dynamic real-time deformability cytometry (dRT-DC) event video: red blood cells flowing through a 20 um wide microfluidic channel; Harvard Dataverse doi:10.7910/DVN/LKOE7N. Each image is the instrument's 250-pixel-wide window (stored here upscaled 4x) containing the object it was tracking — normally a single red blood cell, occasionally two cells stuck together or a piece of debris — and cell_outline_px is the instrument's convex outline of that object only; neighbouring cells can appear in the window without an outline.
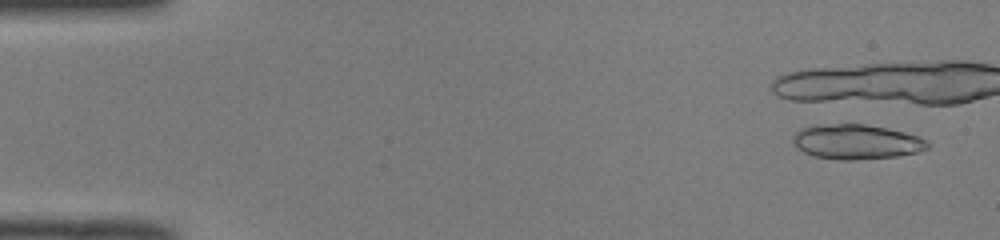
{"species": "common noctule bat (a hibernating species)", "species_latin": "Nyctalus noctula", "temperature_condition": "room temperature", "stored_images_in_passage": 7, "camera_frame_rate_fps": 3000, "um_per_image_px": 0.085, "animal": {"sex": "male", "body_mass_g": 19.0, "forearm_length_mm": 50.8}, "frame": {"image": 1, "passage_image": 3, "time_ms": 0.667, "image_size_px": [1000, 240], "cell_outline_px": [[932, 144], [928, 148], [920, 152], [896, 156], [852, 160], [840, 160], [816, 156], [804, 152], [796, 148], [792, 144], [792, 136], [800, 128], [812, 124], [864, 124], [888, 128], [920, 136], [928, 140]], "centroid_in_image_um": [72.8, 12.04], "position_along_channel_um": 12.2, "area_um2": 27.74}}